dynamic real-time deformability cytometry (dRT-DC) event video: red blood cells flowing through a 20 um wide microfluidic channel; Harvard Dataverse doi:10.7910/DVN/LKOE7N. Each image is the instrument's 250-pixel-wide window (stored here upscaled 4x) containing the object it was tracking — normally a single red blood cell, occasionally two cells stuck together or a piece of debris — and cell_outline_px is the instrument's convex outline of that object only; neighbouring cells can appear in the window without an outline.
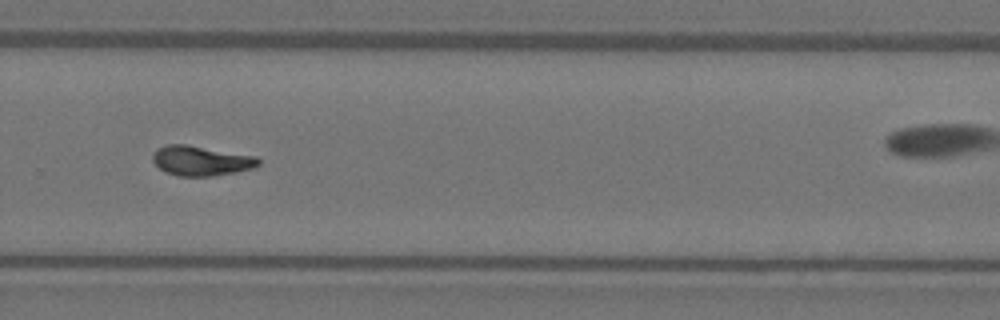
{"species": "Egyptian fruit bat (a non-hibernating species)", "species_latin": "Rousettus aegyptiacus", "temperature_condition": "warm", "stored_images_in_passage": 38, "camera_frame_rate_fps": 3000, "um_per_image_px": 0.085, "animal": {"sex": "female"}, "frame": {"image": 1, "passage_image": 22, "time_ms": 7.0, "image_size_px": [1000, 320], "cell_outline_px": [[260, 164], [256, 168], [236, 172], [212, 176], [176, 176], [164, 172], [152, 160], [152, 156], [156, 148], [168, 144], [184, 144], [256, 156], [260, 160]], "centroid_in_image_um": [17.09, 13.67], "position_along_channel_um": 312.7, "area_um2": 18.5}}
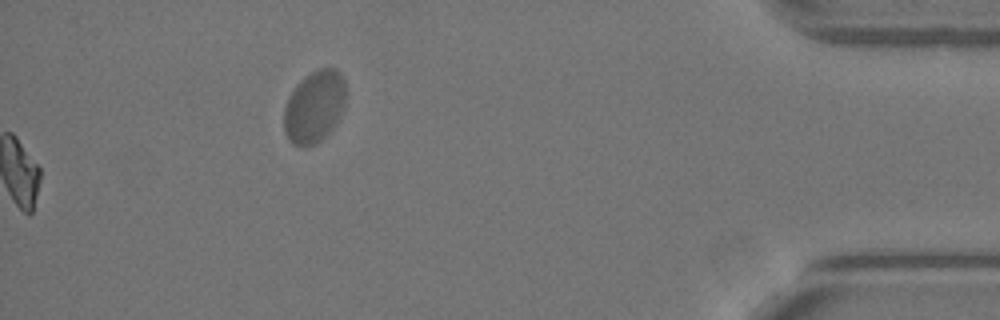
{"frame": {"image": 2, "passage_image": 38, "time_ms": 12.333, "image_size_px": [1000, 320], "cell_outline_px": [[344, 108], [336, 124], [316, 144], [304, 148], [292, 144], [288, 140], [284, 132], [284, 108], [288, 96], [296, 84], [300, 80], [312, 72], [320, 68], [336, 68], [340, 72], [344, 80]], "centroid_in_image_um": [26.69, 9.09], "position_along_channel_um": 408.5, "area_um2": 26.18}, "authors_computed_cell_mechanics": {"area_um2": 17.8024, "velocity_mm_per_s": 4.1014, "shape_relaxation_time_tau1_ms": 10.3982, "shape_relaxation_time_tau2_ms": 1.3612, "deformation_change_tau1": 0.2915, "deformation_change_tau2": 0.0694}}